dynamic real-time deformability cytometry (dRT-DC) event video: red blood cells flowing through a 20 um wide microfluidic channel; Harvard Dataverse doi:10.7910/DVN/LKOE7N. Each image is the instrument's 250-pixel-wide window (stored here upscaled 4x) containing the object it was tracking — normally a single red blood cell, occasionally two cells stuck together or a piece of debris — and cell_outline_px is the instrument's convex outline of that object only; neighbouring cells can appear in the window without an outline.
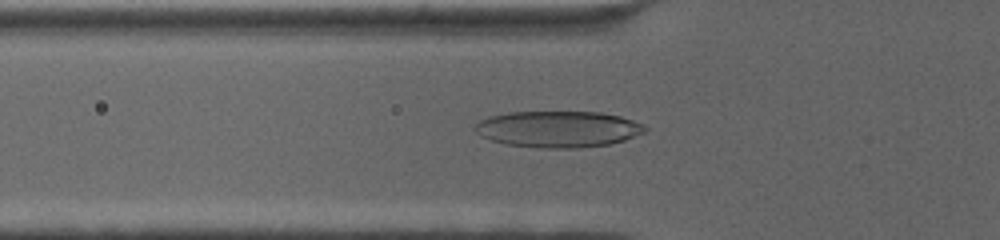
{"species": "human", "species_latin": "Homo sapiens", "temperature_condition": "cold", "stored_images_in_passage": 68, "camera_frame_rate_fps": 3000, "um_per_image_px": 0.085, "donor": {"sex": "female"}, "frame": {"image": 1, "passage_image": 24, "time_ms": 7.667, "image_size_px": [1000, 240], "cell_outline_px": [[648, 128], [644, 132], [624, 140], [608, 144], [576, 148], [540, 148], [508, 144], [492, 140], [480, 136], [472, 128], [480, 120], [488, 116], [508, 112], [600, 112], [620, 116], [644, 124]], "centroid_in_image_um": [47.42, 10.97], "position_along_channel_um": 78.4, "area_um2": 36.01}}
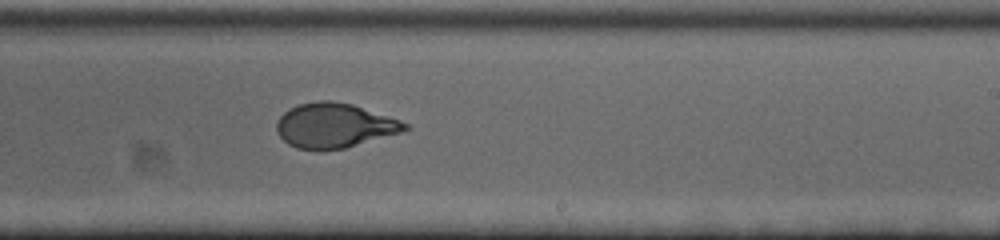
{"frame": {"image": 2, "passage_image": 42, "time_ms": 13.667, "image_size_px": [1000, 240], "cell_outline_px": [[412, 128], [404, 132], [344, 148], [296, 148], [288, 144], [280, 136], [276, 128], [276, 124], [280, 116], [288, 108], [296, 104], [320, 100], [332, 100], [352, 104], [400, 120], [408, 124]], "centroid_in_image_um": [28.45, 10.64], "position_along_channel_um": 260.6, "area_um2": 33.18}}
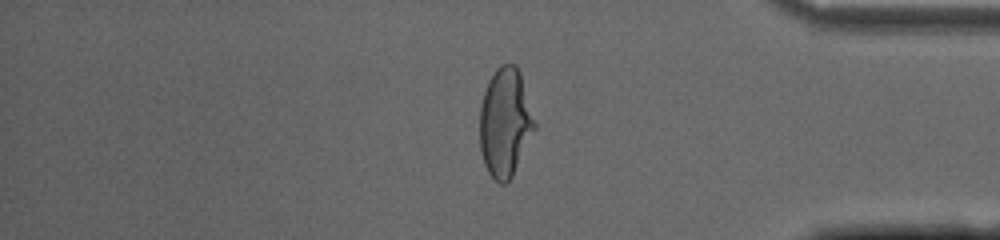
{"frame": {"image": 3, "passage_image": 57, "time_ms": 18.667, "image_size_px": [1000, 240], "cell_outline_px": [[536, 128], [512, 176], [504, 184], [500, 184], [488, 172], [484, 164], [480, 148], [480, 108], [484, 92], [488, 80], [496, 68], [500, 64], [516, 64], [520, 72], [536, 120]], "centroid_in_image_um": [42.94, 10.39], "position_along_channel_um": 392.3, "area_um2": 34.85}}